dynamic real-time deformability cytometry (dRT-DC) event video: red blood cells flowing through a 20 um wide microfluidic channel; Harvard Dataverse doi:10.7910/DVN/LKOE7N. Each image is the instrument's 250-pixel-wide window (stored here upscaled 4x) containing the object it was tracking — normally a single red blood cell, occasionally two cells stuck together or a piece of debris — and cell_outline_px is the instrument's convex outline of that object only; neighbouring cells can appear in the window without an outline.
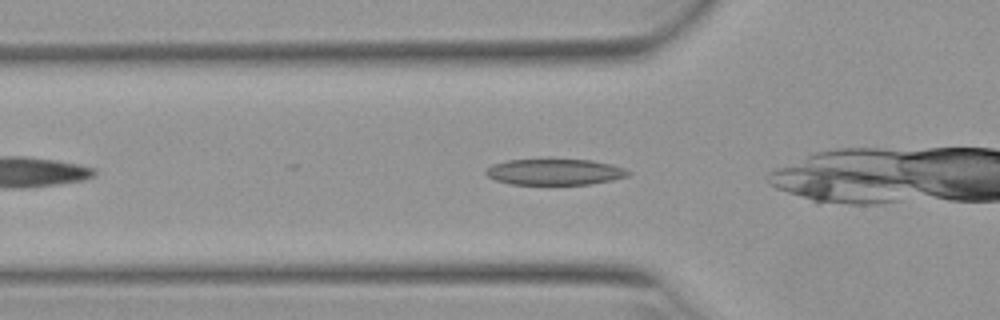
{"species": "Egyptian fruit bat (a non-hibernating species)", "species_latin": "Rousettus aegyptiacus", "temperature_condition": "warm", "stored_images_in_passage": 7, "camera_frame_rate_fps": 3000, "um_per_image_px": 0.085, "animal": {"sex": "female"}, "frame": {"image": 1, "passage_image": 3, "time_ms": 0.667, "image_size_px": [1000, 320], "cell_outline_px": [[632, 172], [628, 176], [612, 180], [588, 184], [512, 184], [496, 180], [488, 176], [484, 172], [492, 164], [508, 160], [548, 156], [592, 160], [612, 164], [624, 168]], "centroid_in_image_um": [47.16, 14.55], "position_along_channel_um": 78.6, "area_um2": 22.6}}